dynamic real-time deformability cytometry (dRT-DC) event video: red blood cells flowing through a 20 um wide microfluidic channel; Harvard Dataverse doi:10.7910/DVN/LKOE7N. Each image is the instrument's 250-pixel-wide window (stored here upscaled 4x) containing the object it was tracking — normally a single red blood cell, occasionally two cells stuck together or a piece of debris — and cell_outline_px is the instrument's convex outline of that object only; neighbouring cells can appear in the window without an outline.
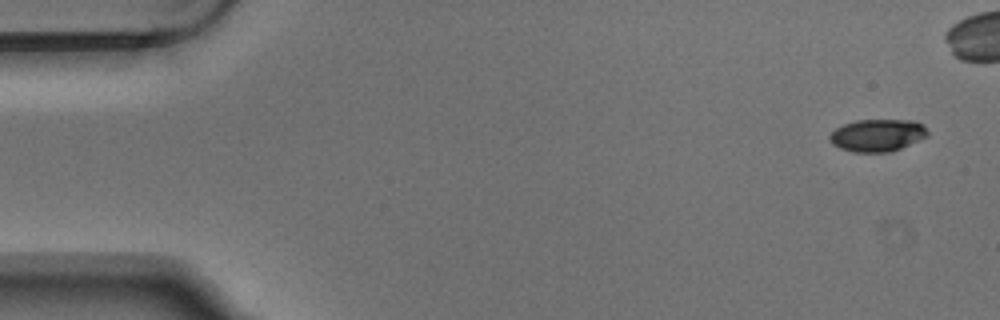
{"species": "Egyptian fruit bat (a non-hibernating species)", "species_latin": "Rousettus aegyptiacus", "temperature_condition": "warm", "stored_images_in_passage": 9, "camera_frame_rate_fps": 3000, "um_per_image_px": 0.085, "animal": {"sex": "male"}, "frame": {"image": 1, "passage_image": 1, "time_ms": 0.0, "image_size_px": [1000, 320], "cell_outline_px": [[928, 136], [892, 152], [852, 152], [840, 148], [832, 144], [828, 140], [828, 136], [836, 128], [844, 124], [856, 120], [916, 120], [924, 124], [928, 132]], "centroid_in_image_um": [74.58, 11.5], "position_along_channel_um": 10.4, "area_um2": 18.67}}
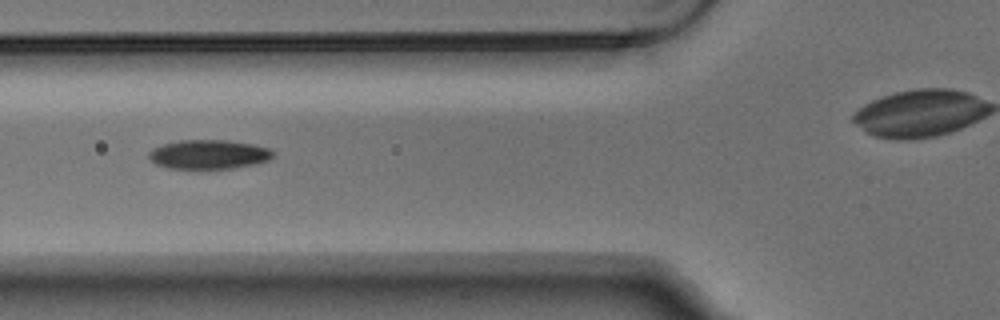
{"frame": {"image": 2, "passage_image": 6, "time_ms": 1.667, "image_size_px": [1000, 320], "cell_outline_px": [[272, 156], [268, 160], [256, 164], [232, 168], [168, 168], [156, 164], [148, 156], [148, 152], [152, 148], [164, 144], [180, 140], [224, 140], [252, 144], [268, 148], [272, 152]], "centroid_in_image_um": [17.71, 13.12], "position_along_channel_um": 108.1, "area_um2": 20.87}}
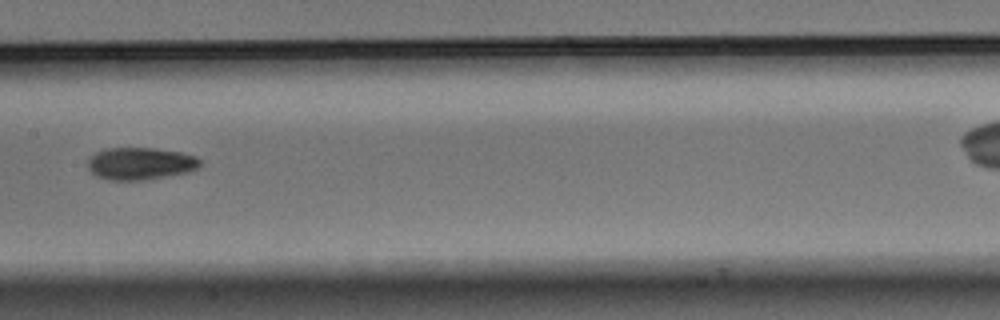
{"frame": {"image": 3, "passage_image": 8, "time_ms": 2.333, "image_size_px": [1000, 320], "cell_outline_px": [[200, 164], [196, 168], [188, 172], [144, 180], [108, 180], [96, 176], [88, 168], [88, 160], [96, 152], [108, 148], [152, 148], [180, 152], [196, 156], [200, 160]], "centroid_in_image_um": [11.91, 13.9], "position_along_channel_um": 195.5, "area_um2": 20.98}}